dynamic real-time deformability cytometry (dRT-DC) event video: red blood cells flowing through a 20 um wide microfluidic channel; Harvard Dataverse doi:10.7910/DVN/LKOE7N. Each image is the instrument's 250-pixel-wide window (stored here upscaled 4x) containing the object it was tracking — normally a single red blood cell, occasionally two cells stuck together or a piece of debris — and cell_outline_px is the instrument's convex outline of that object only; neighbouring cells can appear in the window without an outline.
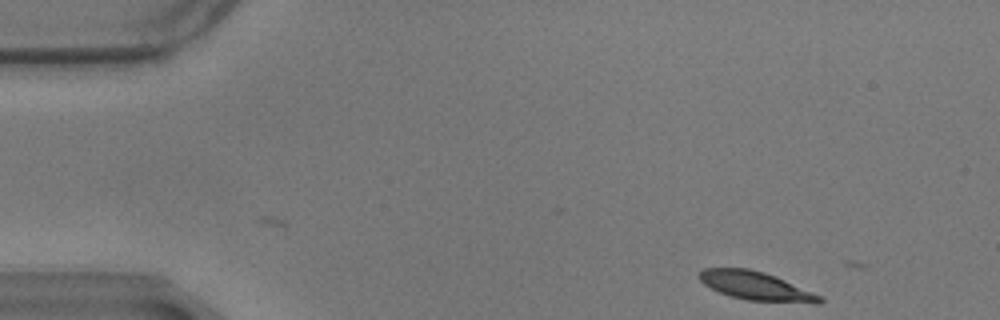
{"species": "common noctule bat (a hibernating species)", "species_latin": "Nyctalus noctula", "temperature_condition": "warm", "stored_images_in_passage": 2, "camera_frame_rate_fps": 3000, "um_per_image_px": 0.085, "animal": {"sex": "male", "body_mass_g": 17.9}, "frame": {"image": 1, "passage_image": 2, "time_ms": 0.333, "image_size_px": [1000, 320], "cell_outline_px": [[824, 300], [820, 304], [816, 304], [748, 300], [728, 296], [704, 284], [696, 276], [696, 272], [704, 268], [748, 268], [764, 272], [776, 276], [824, 296]], "centroid_in_image_um": [64.29, 24.31], "position_along_channel_um": 20.7, "area_um2": 20.46}}